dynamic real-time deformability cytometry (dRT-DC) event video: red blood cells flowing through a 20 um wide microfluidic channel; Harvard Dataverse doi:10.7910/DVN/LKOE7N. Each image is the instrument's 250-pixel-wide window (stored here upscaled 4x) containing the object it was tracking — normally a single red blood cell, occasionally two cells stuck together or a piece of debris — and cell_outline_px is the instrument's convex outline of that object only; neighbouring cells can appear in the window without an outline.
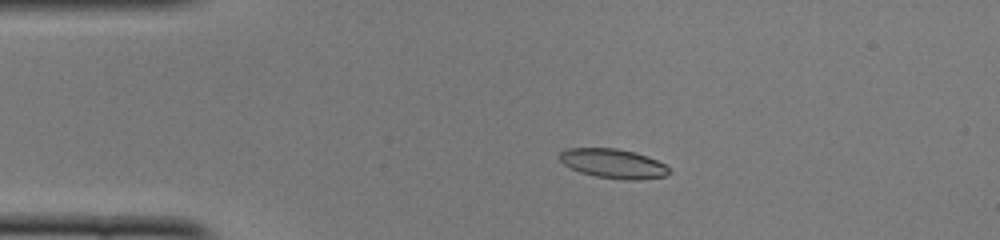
{"species": "common noctule bat (a hibernating species)", "species_latin": "Nyctalus noctula", "temperature_condition": "cold", "stored_images_in_passage": 43, "camera_frame_rate_fps": 3000, "um_per_image_px": 0.085, "animal": {"sex": "female", "body_mass_g": 22.0, "forearm_length_mm": 56.7}, "frame": {"image": 1, "passage_image": 3, "time_ms": 0.667, "image_size_px": [1000, 240], "cell_outline_px": [[672, 172], [664, 176], [636, 180], [624, 180], [596, 176], [580, 172], [564, 164], [560, 160], [560, 152], [568, 148], [616, 148], [632, 152], [656, 160], [664, 164]], "centroid_in_image_um": [52.11, 13.91], "position_along_channel_um": 32.9, "area_um2": 18.44}}
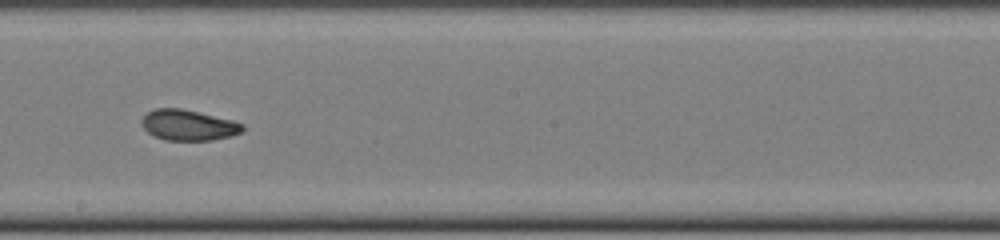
{"frame": {"image": 2, "passage_image": 21, "time_ms": 6.667, "image_size_px": [1000, 240], "cell_outline_px": [[244, 128], [240, 132], [228, 136], [212, 140], [164, 140], [148, 132], [140, 124], [140, 120], [152, 108], [180, 108], [232, 120], [244, 124]], "centroid_in_image_um": [15.96, 10.63], "position_along_channel_um": 232.2, "area_um2": 17.86}}
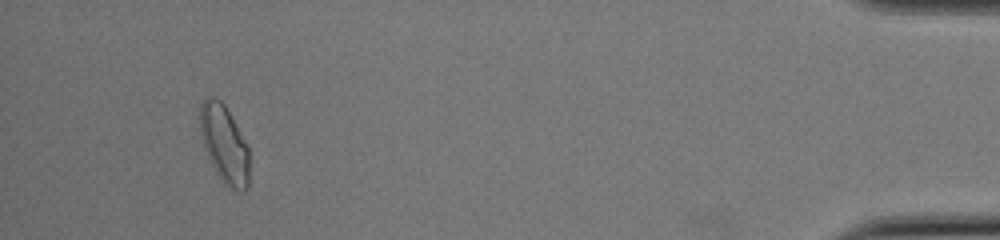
{"frame": {"image": 3, "passage_image": 40, "time_ms": 13.0, "image_size_px": [1000, 240], "cell_outline_px": [[248, 188], [244, 192], [232, 192], [220, 180], [204, 148], [200, 132], [200, 104], [208, 96], [216, 96], [224, 104], [248, 144]], "centroid_in_image_um": [19.07, 12.28], "position_along_channel_um": 416.1, "area_um2": 22.66}, "authors_computed_cell_mechanics": {"area_um2": 18.6694, "velocity_mm_per_s": 3.9895, "shape_relaxation_time_tau1_ms": 5.3307, "shape_relaxation_time_tau2_ms": 2.5027, "deformation_change_tau1": 0.1207, "deformation_change_tau2": 0.0731}}